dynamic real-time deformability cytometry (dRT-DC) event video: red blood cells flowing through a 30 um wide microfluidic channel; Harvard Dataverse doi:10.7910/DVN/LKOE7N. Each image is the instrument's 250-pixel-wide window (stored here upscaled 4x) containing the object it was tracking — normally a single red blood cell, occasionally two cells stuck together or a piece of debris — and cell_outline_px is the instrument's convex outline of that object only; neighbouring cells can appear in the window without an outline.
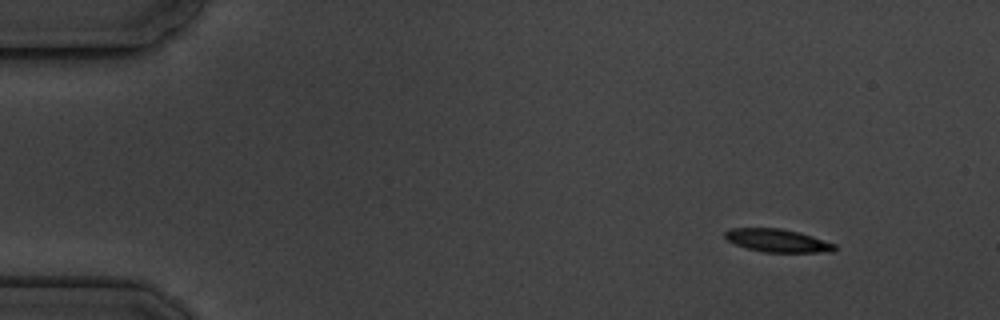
{"species": "common noctule bat (a hibernating species)", "species_latin": "Nyctalus noctula", "temperature_condition": "cold", "stored_images_in_passage": 4, "camera_frame_rate_fps": 3000, "um_per_image_px": 0.085, "animal": {"sex": "male", "body_mass_g": 19.5, "forearm_length_mm": 54.6}, "frame": {"image": 1, "passage_image": 1, "time_ms": 0.0, "image_size_px": [1000, 320], "cell_outline_px": [[836, 248], [832, 252], [764, 252], [748, 248], [736, 244], [728, 240], [724, 236], [724, 232], [728, 228], [780, 228], [800, 232], [836, 244]], "centroid_in_image_um": [66.09, 20.44], "position_along_channel_um": 18.9, "area_um2": 14.68}}
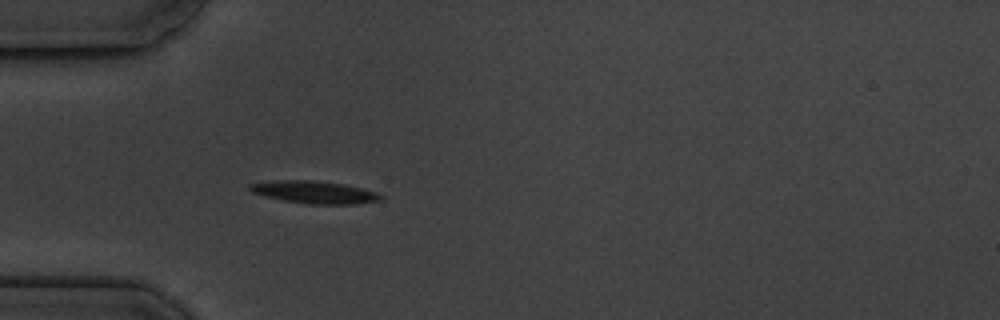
{"frame": {"image": 2, "passage_image": 4, "time_ms": 3.667, "image_size_px": [1000, 320], "cell_outline_px": [[384, 196], [380, 200], [356, 204], [308, 204], [284, 200], [264, 196], [252, 192], [248, 188], [248, 184], [272, 180], [316, 180], [344, 184], [376, 192]], "centroid_in_image_um": [26.7, 16.33], "position_along_channel_um": 58.3, "area_um2": 17.17}}